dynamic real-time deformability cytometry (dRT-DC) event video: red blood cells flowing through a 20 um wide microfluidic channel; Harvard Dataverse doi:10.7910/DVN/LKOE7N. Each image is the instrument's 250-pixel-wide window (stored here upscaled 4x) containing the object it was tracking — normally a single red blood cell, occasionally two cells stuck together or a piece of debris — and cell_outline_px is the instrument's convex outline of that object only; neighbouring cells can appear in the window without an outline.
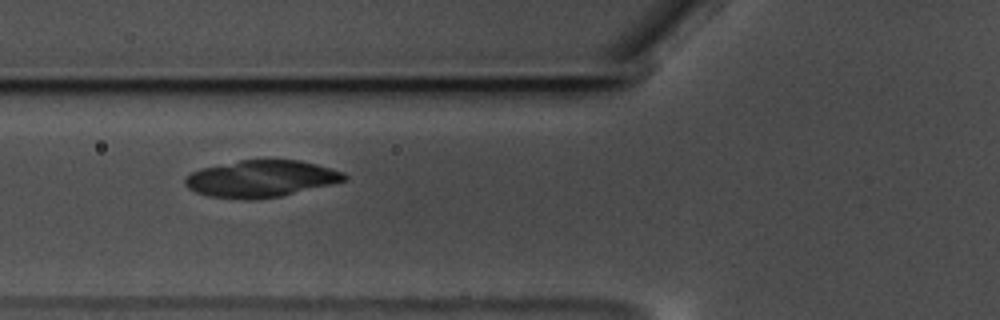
{"species": "common noctule bat (a hibernating species)", "species_latin": "Nyctalus noctula", "temperature_condition": "warm", "stored_images_in_passage": 32, "camera_frame_rate_fps": 3000, "um_per_image_px": 0.085, "animal": {"sex": "male", "body_mass_g": 17.5, "forearm_length_mm": 52.3}, "frame": {"image": 1, "passage_image": 4, "time_ms": 1.0, "image_size_px": [1000, 320], "cell_outline_px": [[348, 180], [332, 184], [280, 196], [256, 200], [240, 200], [208, 196], [196, 192], [188, 188], [184, 184], [184, 176], [200, 168], [240, 160], [300, 160], [316, 164], [344, 172], [348, 176]], "centroid_in_image_um": [22.16, 15.2], "position_along_channel_um": 103.6, "area_um2": 34.45}}
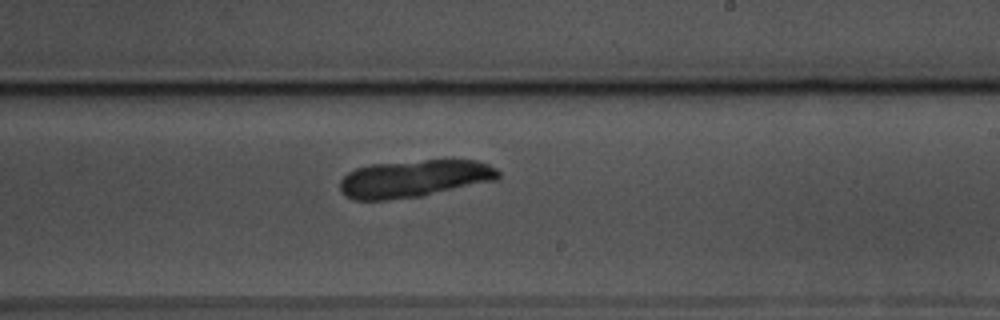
{"frame": {"image": 2, "passage_image": 17, "time_ms": 5.333, "image_size_px": [1000, 320], "cell_outline_px": [[500, 176], [496, 180], [424, 196], [388, 200], [352, 200], [344, 196], [340, 192], [340, 180], [348, 172], [356, 168], [372, 164], [424, 160], [476, 160], [488, 164], [496, 168], [500, 172]], "centroid_in_image_um": [35.19, 15.19], "position_along_channel_um": 253.8, "area_um2": 34.8}}
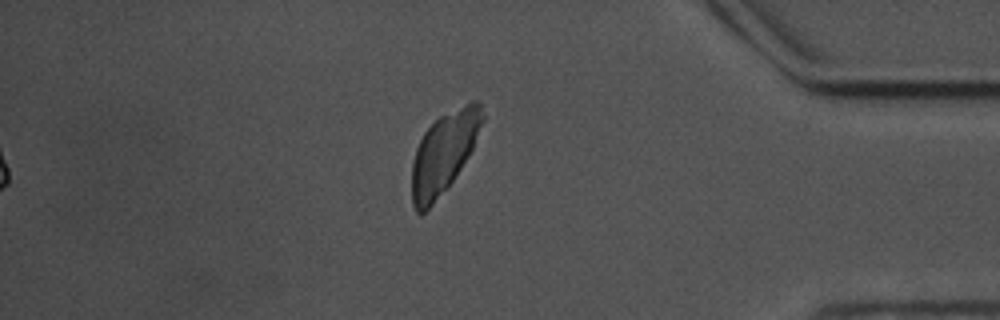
{"frame": {"image": 3, "passage_image": 32, "time_ms": 10.333, "image_size_px": [1000, 320], "cell_outline_px": [[484, 120], [472, 148], [468, 156], [448, 188], [420, 216], [416, 212], [412, 204], [412, 164], [416, 148], [424, 132], [440, 116], [472, 100], [476, 100], [480, 104], [484, 116]], "centroid_in_image_um": [37.72, 13.01], "position_along_channel_um": 397.5, "area_um2": 33.0}}